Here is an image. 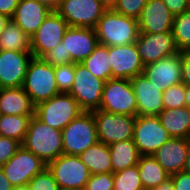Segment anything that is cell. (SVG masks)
<instances>
[{
    "mask_svg": "<svg viewBox=\"0 0 190 190\" xmlns=\"http://www.w3.org/2000/svg\"><path fill=\"white\" fill-rule=\"evenodd\" d=\"M98 42L104 46H121L135 43L139 36L136 18L105 10L94 28Z\"/></svg>",
    "mask_w": 190,
    "mask_h": 190,
    "instance_id": "6da1fadb",
    "label": "cell"
},
{
    "mask_svg": "<svg viewBox=\"0 0 190 190\" xmlns=\"http://www.w3.org/2000/svg\"><path fill=\"white\" fill-rule=\"evenodd\" d=\"M21 145L48 164L63 154L62 132L32 116Z\"/></svg>",
    "mask_w": 190,
    "mask_h": 190,
    "instance_id": "7a4b0ae2",
    "label": "cell"
},
{
    "mask_svg": "<svg viewBox=\"0 0 190 190\" xmlns=\"http://www.w3.org/2000/svg\"><path fill=\"white\" fill-rule=\"evenodd\" d=\"M22 87L35 106L60 94L55 81L54 66L45 63L41 58L33 57L29 62Z\"/></svg>",
    "mask_w": 190,
    "mask_h": 190,
    "instance_id": "3957f363",
    "label": "cell"
},
{
    "mask_svg": "<svg viewBox=\"0 0 190 190\" xmlns=\"http://www.w3.org/2000/svg\"><path fill=\"white\" fill-rule=\"evenodd\" d=\"M84 112L69 93H60L35 106L34 116L48 126L62 131Z\"/></svg>",
    "mask_w": 190,
    "mask_h": 190,
    "instance_id": "277c9868",
    "label": "cell"
},
{
    "mask_svg": "<svg viewBox=\"0 0 190 190\" xmlns=\"http://www.w3.org/2000/svg\"><path fill=\"white\" fill-rule=\"evenodd\" d=\"M63 154L79 156L99 142L93 112H82L62 131Z\"/></svg>",
    "mask_w": 190,
    "mask_h": 190,
    "instance_id": "5b68a950",
    "label": "cell"
},
{
    "mask_svg": "<svg viewBox=\"0 0 190 190\" xmlns=\"http://www.w3.org/2000/svg\"><path fill=\"white\" fill-rule=\"evenodd\" d=\"M100 110L137 116V101L133 87L128 79H109L105 82Z\"/></svg>",
    "mask_w": 190,
    "mask_h": 190,
    "instance_id": "8992f818",
    "label": "cell"
},
{
    "mask_svg": "<svg viewBox=\"0 0 190 190\" xmlns=\"http://www.w3.org/2000/svg\"><path fill=\"white\" fill-rule=\"evenodd\" d=\"M104 84L81 63H75V80L69 94L83 111L92 112L100 109Z\"/></svg>",
    "mask_w": 190,
    "mask_h": 190,
    "instance_id": "52a82bcc",
    "label": "cell"
},
{
    "mask_svg": "<svg viewBox=\"0 0 190 190\" xmlns=\"http://www.w3.org/2000/svg\"><path fill=\"white\" fill-rule=\"evenodd\" d=\"M92 112L99 142L109 146L115 142L132 140L136 117L109 113L100 109Z\"/></svg>",
    "mask_w": 190,
    "mask_h": 190,
    "instance_id": "ba28073f",
    "label": "cell"
},
{
    "mask_svg": "<svg viewBox=\"0 0 190 190\" xmlns=\"http://www.w3.org/2000/svg\"><path fill=\"white\" fill-rule=\"evenodd\" d=\"M59 187L85 190L91 176L88 167L77 155L61 154L47 164Z\"/></svg>",
    "mask_w": 190,
    "mask_h": 190,
    "instance_id": "9c48e42d",
    "label": "cell"
},
{
    "mask_svg": "<svg viewBox=\"0 0 190 190\" xmlns=\"http://www.w3.org/2000/svg\"><path fill=\"white\" fill-rule=\"evenodd\" d=\"M170 138L158 116H136L132 140L140 156L153 155Z\"/></svg>",
    "mask_w": 190,
    "mask_h": 190,
    "instance_id": "30bf717a",
    "label": "cell"
},
{
    "mask_svg": "<svg viewBox=\"0 0 190 190\" xmlns=\"http://www.w3.org/2000/svg\"><path fill=\"white\" fill-rule=\"evenodd\" d=\"M46 167L47 164L45 162L22 145L1 166L5 176L14 187L26 186L36 174L41 173Z\"/></svg>",
    "mask_w": 190,
    "mask_h": 190,
    "instance_id": "8fae6325",
    "label": "cell"
},
{
    "mask_svg": "<svg viewBox=\"0 0 190 190\" xmlns=\"http://www.w3.org/2000/svg\"><path fill=\"white\" fill-rule=\"evenodd\" d=\"M55 10L69 26L93 29L105 11L98 0H59Z\"/></svg>",
    "mask_w": 190,
    "mask_h": 190,
    "instance_id": "7c38bea8",
    "label": "cell"
},
{
    "mask_svg": "<svg viewBox=\"0 0 190 190\" xmlns=\"http://www.w3.org/2000/svg\"><path fill=\"white\" fill-rule=\"evenodd\" d=\"M68 27V23L59 13L52 10L30 38L33 57L41 58L45 53L57 46L62 41Z\"/></svg>",
    "mask_w": 190,
    "mask_h": 190,
    "instance_id": "4fadbf2b",
    "label": "cell"
},
{
    "mask_svg": "<svg viewBox=\"0 0 190 190\" xmlns=\"http://www.w3.org/2000/svg\"><path fill=\"white\" fill-rule=\"evenodd\" d=\"M135 45L144 66L180 52L172 32L139 33Z\"/></svg>",
    "mask_w": 190,
    "mask_h": 190,
    "instance_id": "5bb4252c",
    "label": "cell"
},
{
    "mask_svg": "<svg viewBox=\"0 0 190 190\" xmlns=\"http://www.w3.org/2000/svg\"><path fill=\"white\" fill-rule=\"evenodd\" d=\"M111 79H128L143 73V62L135 43L108 46Z\"/></svg>",
    "mask_w": 190,
    "mask_h": 190,
    "instance_id": "9a60e30c",
    "label": "cell"
},
{
    "mask_svg": "<svg viewBox=\"0 0 190 190\" xmlns=\"http://www.w3.org/2000/svg\"><path fill=\"white\" fill-rule=\"evenodd\" d=\"M31 51L0 50V88H17L24 83Z\"/></svg>",
    "mask_w": 190,
    "mask_h": 190,
    "instance_id": "2e32d148",
    "label": "cell"
},
{
    "mask_svg": "<svg viewBox=\"0 0 190 190\" xmlns=\"http://www.w3.org/2000/svg\"><path fill=\"white\" fill-rule=\"evenodd\" d=\"M66 49V64L81 63L98 46V38L93 28L69 26L62 39Z\"/></svg>",
    "mask_w": 190,
    "mask_h": 190,
    "instance_id": "e0dca14e",
    "label": "cell"
},
{
    "mask_svg": "<svg viewBox=\"0 0 190 190\" xmlns=\"http://www.w3.org/2000/svg\"><path fill=\"white\" fill-rule=\"evenodd\" d=\"M181 51L177 54L147 64L143 68V75L150 83L158 87V91H164L172 85L181 83Z\"/></svg>",
    "mask_w": 190,
    "mask_h": 190,
    "instance_id": "ac0fdd59",
    "label": "cell"
},
{
    "mask_svg": "<svg viewBox=\"0 0 190 190\" xmlns=\"http://www.w3.org/2000/svg\"><path fill=\"white\" fill-rule=\"evenodd\" d=\"M137 101V116H158L164 109L163 91L143 74L130 79Z\"/></svg>",
    "mask_w": 190,
    "mask_h": 190,
    "instance_id": "d6986e66",
    "label": "cell"
},
{
    "mask_svg": "<svg viewBox=\"0 0 190 190\" xmlns=\"http://www.w3.org/2000/svg\"><path fill=\"white\" fill-rule=\"evenodd\" d=\"M137 22L140 33L172 32L174 15L162 0H147Z\"/></svg>",
    "mask_w": 190,
    "mask_h": 190,
    "instance_id": "ffe728a7",
    "label": "cell"
},
{
    "mask_svg": "<svg viewBox=\"0 0 190 190\" xmlns=\"http://www.w3.org/2000/svg\"><path fill=\"white\" fill-rule=\"evenodd\" d=\"M190 141L185 138H170L153 154V157L169 174L184 171Z\"/></svg>",
    "mask_w": 190,
    "mask_h": 190,
    "instance_id": "44dd1931",
    "label": "cell"
},
{
    "mask_svg": "<svg viewBox=\"0 0 190 190\" xmlns=\"http://www.w3.org/2000/svg\"><path fill=\"white\" fill-rule=\"evenodd\" d=\"M52 10L39 0H19L11 19L31 38Z\"/></svg>",
    "mask_w": 190,
    "mask_h": 190,
    "instance_id": "7402d4cb",
    "label": "cell"
},
{
    "mask_svg": "<svg viewBox=\"0 0 190 190\" xmlns=\"http://www.w3.org/2000/svg\"><path fill=\"white\" fill-rule=\"evenodd\" d=\"M35 105L23 87L0 88V115L34 116Z\"/></svg>",
    "mask_w": 190,
    "mask_h": 190,
    "instance_id": "603a6c76",
    "label": "cell"
},
{
    "mask_svg": "<svg viewBox=\"0 0 190 190\" xmlns=\"http://www.w3.org/2000/svg\"><path fill=\"white\" fill-rule=\"evenodd\" d=\"M161 125L171 138L189 139L190 109L186 106L176 109H163L158 115Z\"/></svg>",
    "mask_w": 190,
    "mask_h": 190,
    "instance_id": "cb8c5ba5",
    "label": "cell"
},
{
    "mask_svg": "<svg viewBox=\"0 0 190 190\" xmlns=\"http://www.w3.org/2000/svg\"><path fill=\"white\" fill-rule=\"evenodd\" d=\"M91 175L112 172L109 146L98 142L79 155Z\"/></svg>",
    "mask_w": 190,
    "mask_h": 190,
    "instance_id": "d4e9b609",
    "label": "cell"
},
{
    "mask_svg": "<svg viewBox=\"0 0 190 190\" xmlns=\"http://www.w3.org/2000/svg\"><path fill=\"white\" fill-rule=\"evenodd\" d=\"M112 172H118L138 164L140 154L133 140H124L109 145Z\"/></svg>",
    "mask_w": 190,
    "mask_h": 190,
    "instance_id": "484cf974",
    "label": "cell"
},
{
    "mask_svg": "<svg viewBox=\"0 0 190 190\" xmlns=\"http://www.w3.org/2000/svg\"><path fill=\"white\" fill-rule=\"evenodd\" d=\"M137 166L144 190L155 188L170 178V175L158 163L153 155L140 156Z\"/></svg>",
    "mask_w": 190,
    "mask_h": 190,
    "instance_id": "4316f807",
    "label": "cell"
},
{
    "mask_svg": "<svg viewBox=\"0 0 190 190\" xmlns=\"http://www.w3.org/2000/svg\"><path fill=\"white\" fill-rule=\"evenodd\" d=\"M0 50L31 51L29 36L12 19L0 33Z\"/></svg>",
    "mask_w": 190,
    "mask_h": 190,
    "instance_id": "83f0119b",
    "label": "cell"
},
{
    "mask_svg": "<svg viewBox=\"0 0 190 190\" xmlns=\"http://www.w3.org/2000/svg\"><path fill=\"white\" fill-rule=\"evenodd\" d=\"M81 64L96 78L105 82L111 79L108 46L98 44L92 54L84 59Z\"/></svg>",
    "mask_w": 190,
    "mask_h": 190,
    "instance_id": "f1b7e54d",
    "label": "cell"
},
{
    "mask_svg": "<svg viewBox=\"0 0 190 190\" xmlns=\"http://www.w3.org/2000/svg\"><path fill=\"white\" fill-rule=\"evenodd\" d=\"M32 116L0 115V136L22 143Z\"/></svg>",
    "mask_w": 190,
    "mask_h": 190,
    "instance_id": "f546056e",
    "label": "cell"
},
{
    "mask_svg": "<svg viewBox=\"0 0 190 190\" xmlns=\"http://www.w3.org/2000/svg\"><path fill=\"white\" fill-rule=\"evenodd\" d=\"M172 34L179 51L190 50V9L174 16Z\"/></svg>",
    "mask_w": 190,
    "mask_h": 190,
    "instance_id": "4dcf8cb0",
    "label": "cell"
},
{
    "mask_svg": "<svg viewBox=\"0 0 190 190\" xmlns=\"http://www.w3.org/2000/svg\"><path fill=\"white\" fill-rule=\"evenodd\" d=\"M113 190H144L138 166L127 167L113 173Z\"/></svg>",
    "mask_w": 190,
    "mask_h": 190,
    "instance_id": "1f68e13d",
    "label": "cell"
},
{
    "mask_svg": "<svg viewBox=\"0 0 190 190\" xmlns=\"http://www.w3.org/2000/svg\"><path fill=\"white\" fill-rule=\"evenodd\" d=\"M55 81L60 93H69L75 80V63L54 67Z\"/></svg>",
    "mask_w": 190,
    "mask_h": 190,
    "instance_id": "d6a6232c",
    "label": "cell"
},
{
    "mask_svg": "<svg viewBox=\"0 0 190 190\" xmlns=\"http://www.w3.org/2000/svg\"><path fill=\"white\" fill-rule=\"evenodd\" d=\"M186 91L183 83L172 85L163 91L164 109H176L185 106Z\"/></svg>",
    "mask_w": 190,
    "mask_h": 190,
    "instance_id": "836d02e7",
    "label": "cell"
},
{
    "mask_svg": "<svg viewBox=\"0 0 190 190\" xmlns=\"http://www.w3.org/2000/svg\"><path fill=\"white\" fill-rule=\"evenodd\" d=\"M26 187L28 190H58L59 188L53 174L47 167L41 173L36 174Z\"/></svg>",
    "mask_w": 190,
    "mask_h": 190,
    "instance_id": "e575fe53",
    "label": "cell"
},
{
    "mask_svg": "<svg viewBox=\"0 0 190 190\" xmlns=\"http://www.w3.org/2000/svg\"><path fill=\"white\" fill-rule=\"evenodd\" d=\"M147 0H118L114 9L117 13L133 18H138Z\"/></svg>",
    "mask_w": 190,
    "mask_h": 190,
    "instance_id": "d590c367",
    "label": "cell"
},
{
    "mask_svg": "<svg viewBox=\"0 0 190 190\" xmlns=\"http://www.w3.org/2000/svg\"><path fill=\"white\" fill-rule=\"evenodd\" d=\"M85 190H113V172L91 175Z\"/></svg>",
    "mask_w": 190,
    "mask_h": 190,
    "instance_id": "8d00e7d4",
    "label": "cell"
},
{
    "mask_svg": "<svg viewBox=\"0 0 190 190\" xmlns=\"http://www.w3.org/2000/svg\"><path fill=\"white\" fill-rule=\"evenodd\" d=\"M21 146L16 139L0 136V167L7 162Z\"/></svg>",
    "mask_w": 190,
    "mask_h": 190,
    "instance_id": "74e56055",
    "label": "cell"
},
{
    "mask_svg": "<svg viewBox=\"0 0 190 190\" xmlns=\"http://www.w3.org/2000/svg\"><path fill=\"white\" fill-rule=\"evenodd\" d=\"M41 59L54 67L66 64V49L63 42H60L52 50L45 53Z\"/></svg>",
    "mask_w": 190,
    "mask_h": 190,
    "instance_id": "f35d334b",
    "label": "cell"
},
{
    "mask_svg": "<svg viewBox=\"0 0 190 190\" xmlns=\"http://www.w3.org/2000/svg\"><path fill=\"white\" fill-rule=\"evenodd\" d=\"M173 181L174 190H190V173L180 171L170 175Z\"/></svg>",
    "mask_w": 190,
    "mask_h": 190,
    "instance_id": "ab89813d",
    "label": "cell"
},
{
    "mask_svg": "<svg viewBox=\"0 0 190 190\" xmlns=\"http://www.w3.org/2000/svg\"><path fill=\"white\" fill-rule=\"evenodd\" d=\"M181 83L185 86L190 85V50L181 51Z\"/></svg>",
    "mask_w": 190,
    "mask_h": 190,
    "instance_id": "60d3db41",
    "label": "cell"
},
{
    "mask_svg": "<svg viewBox=\"0 0 190 190\" xmlns=\"http://www.w3.org/2000/svg\"><path fill=\"white\" fill-rule=\"evenodd\" d=\"M175 16L190 9V0H162Z\"/></svg>",
    "mask_w": 190,
    "mask_h": 190,
    "instance_id": "b9f144b4",
    "label": "cell"
},
{
    "mask_svg": "<svg viewBox=\"0 0 190 190\" xmlns=\"http://www.w3.org/2000/svg\"><path fill=\"white\" fill-rule=\"evenodd\" d=\"M19 0H0V14L6 15L10 19L14 16Z\"/></svg>",
    "mask_w": 190,
    "mask_h": 190,
    "instance_id": "7bdbcfd3",
    "label": "cell"
},
{
    "mask_svg": "<svg viewBox=\"0 0 190 190\" xmlns=\"http://www.w3.org/2000/svg\"><path fill=\"white\" fill-rule=\"evenodd\" d=\"M14 186L5 176L3 169L0 167V190H13Z\"/></svg>",
    "mask_w": 190,
    "mask_h": 190,
    "instance_id": "ee69618b",
    "label": "cell"
},
{
    "mask_svg": "<svg viewBox=\"0 0 190 190\" xmlns=\"http://www.w3.org/2000/svg\"><path fill=\"white\" fill-rule=\"evenodd\" d=\"M150 190H174L173 181L171 178H168L165 182Z\"/></svg>",
    "mask_w": 190,
    "mask_h": 190,
    "instance_id": "f6af8a7d",
    "label": "cell"
},
{
    "mask_svg": "<svg viewBox=\"0 0 190 190\" xmlns=\"http://www.w3.org/2000/svg\"><path fill=\"white\" fill-rule=\"evenodd\" d=\"M105 10H114L118 0H98Z\"/></svg>",
    "mask_w": 190,
    "mask_h": 190,
    "instance_id": "bcb514c9",
    "label": "cell"
},
{
    "mask_svg": "<svg viewBox=\"0 0 190 190\" xmlns=\"http://www.w3.org/2000/svg\"><path fill=\"white\" fill-rule=\"evenodd\" d=\"M9 20H10L9 17H7L6 15L0 14V33L4 30V27L6 26Z\"/></svg>",
    "mask_w": 190,
    "mask_h": 190,
    "instance_id": "7dc6e473",
    "label": "cell"
},
{
    "mask_svg": "<svg viewBox=\"0 0 190 190\" xmlns=\"http://www.w3.org/2000/svg\"><path fill=\"white\" fill-rule=\"evenodd\" d=\"M42 3L47 4L49 7H51L53 10L57 8V5L59 3V0H39Z\"/></svg>",
    "mask_w": 190,
    "mask_h": 190,
    "instance_id": "c3c4849f",
    "label": "cell"
},
{
    "mask_svg": "<svg viewBox=\"0 0 190 190\" xmlns=\"http://www.w3.org/2000/svg\"><path fill=\"white\" fill-rule=\"evenodd\" d=\"M185 91H186L185 106L190 109V85L185 86Z\"/></svg>",
    "mask_w": 190,
    "mask_h": 190,
    "instance_id": "681fc988",
    "label": "cell"
},
{
    "mask_svg": "<svg viewBox=\"0 0 190 190\" xmlns=\"http://www.w3.org/2000/svg\"><path fill=\"white\" fill-rule=\"evenodd\" d=\"M184 171L190 173V145H189V150L187 153V158H186V163L184 166Z\"/></svg>",
    "mask_w": 190,
    "mask_h": 190,
    "instance_id": "f907efd6",
    "label": "cell"
},
{
    "mask_svg": "<svg viewBox=\"0 0 190 190\" xmlns=\"http://www.w3.org/2000/svg\"><path fill=\"white\" fill-rule=\"evenodd\" d=\"M13 190H28L26 186H19V187H14Z\"/></svg>",
    "mask_w": 190,
    "mask_h": 190,
    "instance_id": "816d5d0a",
    "label": "cell"
},
{
    "mask_svg": "<svg viewBox=\"0 0 190 190\" xmlns=\"http://www.w3.org/2000/svg\"><path fill=\"white\" fill-rule=\"evenodd\" d=\"M58 190H82V189L59 187Z\"/></svg>",
    "mask_w": 190,
    "mask_h": 190,
    "instance_id": "f5cc1de1",
    "label": "cell"
}]
</instances>
